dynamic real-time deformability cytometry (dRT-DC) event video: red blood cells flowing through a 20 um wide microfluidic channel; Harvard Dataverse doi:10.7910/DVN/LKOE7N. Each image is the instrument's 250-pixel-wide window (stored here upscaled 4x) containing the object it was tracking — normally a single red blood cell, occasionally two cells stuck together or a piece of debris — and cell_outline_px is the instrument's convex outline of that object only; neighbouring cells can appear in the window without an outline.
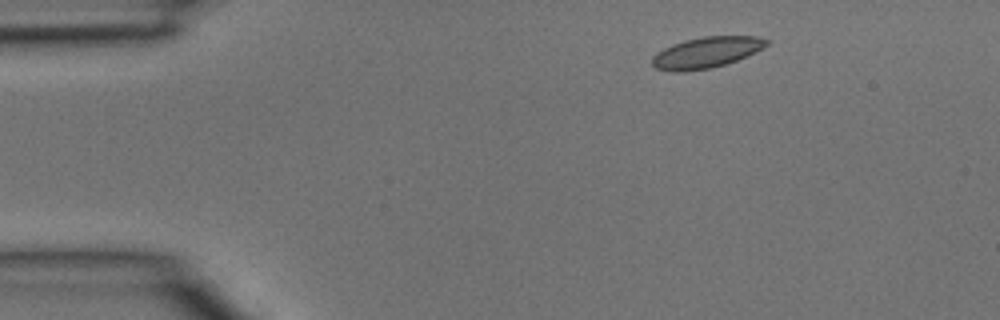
{"species": "common noctule bat (a hibernating species)", "species_latin": "Nyctalus noctula", "temperature_condition": "room temperature", "stored_images_in_passage": 3, "camera_frame_rate_fps": 3000, "um_per_image_px": 0.085, "animal": {"sex": "male", "body_mass_g": 15.6}, "frame": {"image": 1, "passage_image": 2, "time_ms": 0.333, "image_size_px": [1000, 320], "cell_outline_px": [[768, 44], [748, 56], [712, 68], [684, 72], [672, 72], [656, 68], [652, 64], [652, 56], [656, 52], [672, 44], [684, 40], [704, 36], [760, 36], [768, 40]], "centroid_in_image_um": [60.01, 4.46], "position_along_channel_um": 25.0, "area_um2": 20.75}}